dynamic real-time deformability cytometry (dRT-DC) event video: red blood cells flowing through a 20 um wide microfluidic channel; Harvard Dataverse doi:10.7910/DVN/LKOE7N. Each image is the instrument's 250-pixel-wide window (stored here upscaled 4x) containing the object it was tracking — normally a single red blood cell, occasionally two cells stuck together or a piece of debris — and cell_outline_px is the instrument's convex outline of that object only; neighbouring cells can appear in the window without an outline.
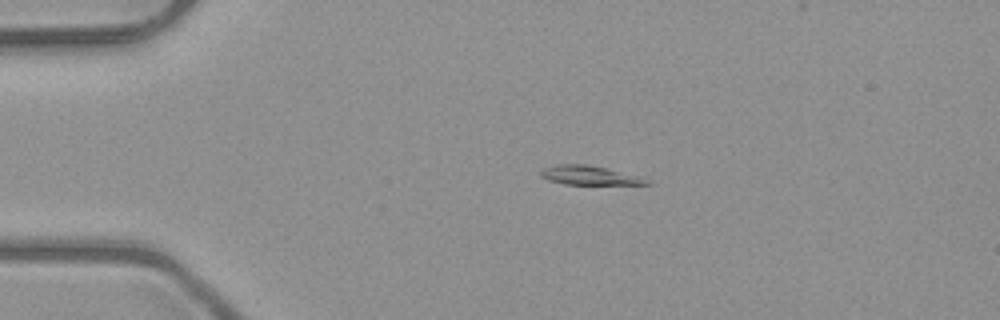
{"species": "common noctule bat (a hibernating species)", "species_latin": "Nyctalus noctula", "temperature_condition": "room temperature", "stored_images_in_passage": 51, "camera_frame_rate_fps": 3000, "um_per_image_px": 0.085, "animal": {"sex": "male", "body_mass_g": 23.1, "forearm_length_mm": 52.7}, "frame": {"image": 1, "passage_image": 11, "time_ms": 3.333, "image_size_px": [1000, 320], "cell_outline_px": [[652, 184], [564, 184], [548, 180], [540, 176], [540, 172], [544, 168], [556, 164], [584, 164], [644, 176]], "centroid_in_image_um": [50.11, 14.9], "position_along_channel_um": 34.9, "area_um2": 11.73}}
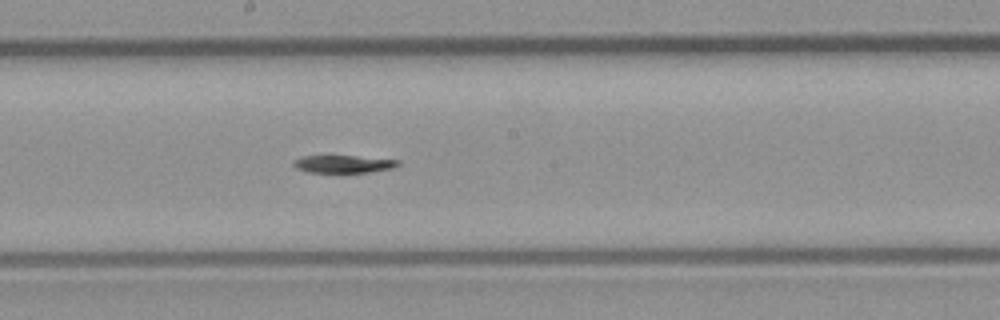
{"frame": {"image": 2, "passage_image": 28, "time_ms": 9.0, "image_size_px": [1000, 320], "cell_outline_px": [[400, 164], [392, 168], [372, 172], [308, 172], [296, 168], [292, 164], [292, 160], [300, 156], [356, 156], [400, 160]], "centroid_in_image_um": [29.17, 13.94], "position_along_channel_um": 219.0, "area_um2": 10.75}}
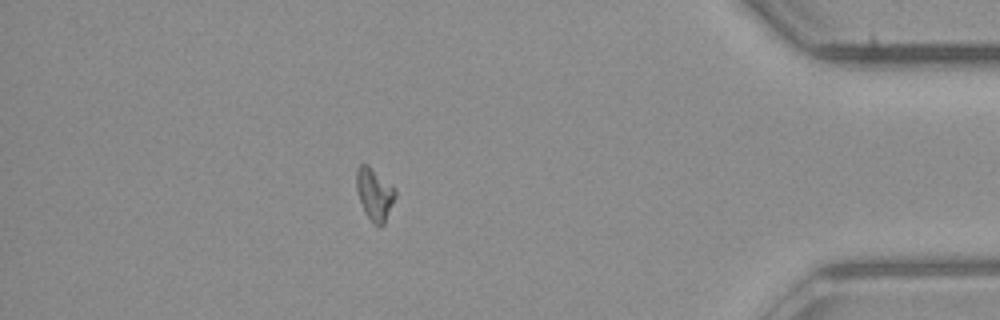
{"frame": {"image": 3, "passage_image": 45, "time_ms": 14.667, "image_size_px": [1000, 320], "cell_outline_px": [[396, 196], [384, 224], [372, 224], [360, 200], [356, 188], [356, 168], [360, 164], [368, 164], [396, 188]], "centroid_in_image_um": [31.84, 16.45], "position_along_channel_um": 403.4, "area_um2": 11.73}, "authors_computed_cell_mechanics": {"area_um2": 11.9646, "velocity_mm_per_s": 4.036, "shape_relaxation_time_tau1_ms": 4.5264, "shape_relaxation_time_tau2_ms": null, "deformation_change_tau1": 0.1451, "deformation_change_tau2": null}}